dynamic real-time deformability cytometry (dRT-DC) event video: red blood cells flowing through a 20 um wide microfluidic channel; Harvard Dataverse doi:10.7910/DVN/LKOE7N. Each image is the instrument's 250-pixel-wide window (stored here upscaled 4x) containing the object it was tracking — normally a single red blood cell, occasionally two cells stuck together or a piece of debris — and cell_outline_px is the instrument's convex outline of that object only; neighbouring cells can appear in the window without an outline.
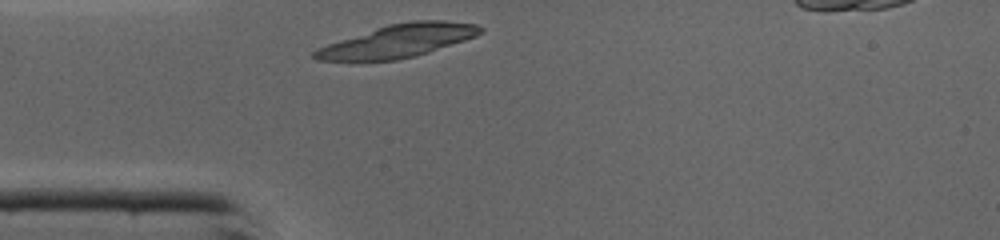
{"species": "common noctule bat (a hibernating species)", "species_latin": "Nyctalus noctula", "temperature_condition": "cold", "stored_images_in_passage": 25, "camera_frame_rate_fps": 3000, "um_per_image_px": 0.085, "animal": {"sex": "male", "body_mass_g": 19.0, "forearm_length_mm": 50.8}, "frame": {"image": 1, "passage_image": 1, "time_ms": 0.0, "image_size_px": [1000, 240], "cell_outline_px": [[484, 32], [476, 36], [428, 52], [396, 60], [352, 64], [316, 60], [312, 56], [312, 52], [316, 48], [388, 24], [412, 20], [444, 20], [476, 24], [484, 28]], "centroid_in_image_um": [33.73, 3.52], "position_along_channel_um": 51.3, "area_um2": 32.48}}